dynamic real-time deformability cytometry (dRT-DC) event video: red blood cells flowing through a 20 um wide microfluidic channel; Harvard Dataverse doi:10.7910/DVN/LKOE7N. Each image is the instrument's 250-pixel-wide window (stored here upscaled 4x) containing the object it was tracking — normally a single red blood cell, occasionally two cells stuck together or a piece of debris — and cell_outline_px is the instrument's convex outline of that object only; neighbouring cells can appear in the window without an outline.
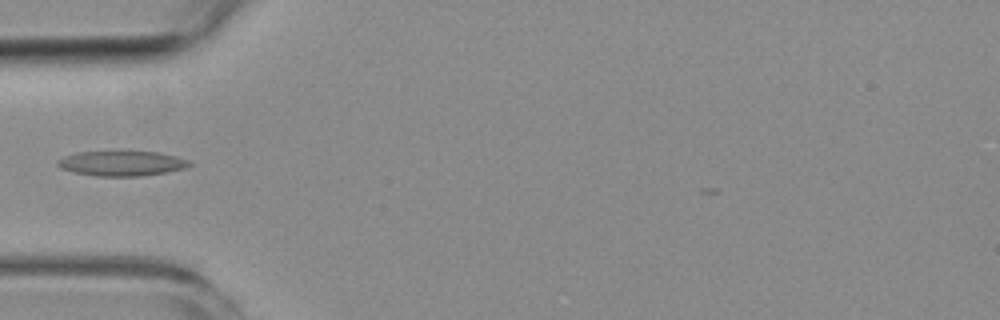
{"species": "common noctule bat (a hibernating species)", "species_latin": "Nyctalus noctula", "temperature_condition": "room temperature", "stored_images_in_passage": 5, "camera_frame_rate_fps": 3000, "um_per_image_px": 0.085, "animal": {"sex": "female", "body_mass_g": 19.3, "forearm_length_mm": 54.1}, "frame": {"image": 1, "passage_image": 5, "time_ms": 4.667, "image_size_px": [1000, 320], "cell_outline_px": [[192, 164], [184, 168], [164, 172], [140, 176], [96, 176], [72, 172], [60, 168], [56, 164], [56, 160], [64, 156], [76, 152], [156, 152], [188, 160]], "centroid_in_image_um": [10.25, 13.89], "position_along_channel_um": 74.7, "area_um2": 18.9}}